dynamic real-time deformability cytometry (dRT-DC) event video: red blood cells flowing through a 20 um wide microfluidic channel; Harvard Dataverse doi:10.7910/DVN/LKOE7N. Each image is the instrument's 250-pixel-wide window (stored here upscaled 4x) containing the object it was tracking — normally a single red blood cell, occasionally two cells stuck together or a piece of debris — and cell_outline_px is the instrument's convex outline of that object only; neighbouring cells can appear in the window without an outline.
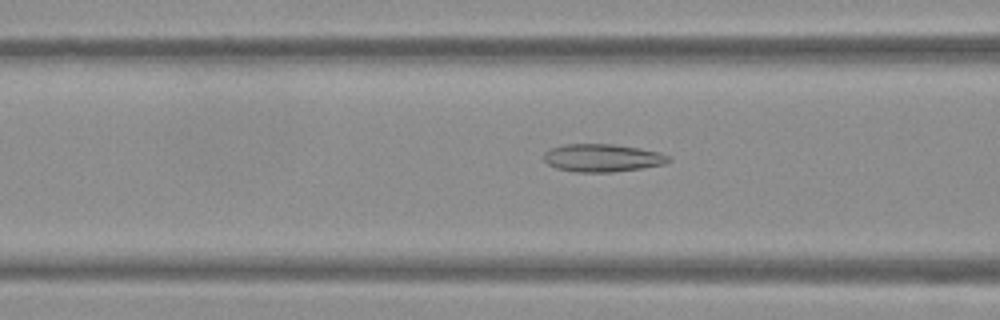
{"species": "Egyptian fruit bat (a non-hibernating species)", "species_latin": "Rousettus aegyptiacus", "temperature_condition": "warm", "stored_images_in_passage": 36, "camera_frame_rate_fps": 3000, "um_per_image_px": 0.085, "frame": {"image": 1, "passage_image": 4, "time_ms": 1.0, "image_size_px": [1000, 320], "cell_outline_px": [[672, 160], [664, 164], [640, 168], [612, 172], [572, 172], [556, 168], [548, 164], [544, 160], [544, 152], [552, 148], [564, 144], [612, 144], [640, 148], [660, 152], [668, 156]], "centroid_in_image_um": [51.19, 13.42], "position_along_channel_um": 115.4, "area_um2": 20.23}}
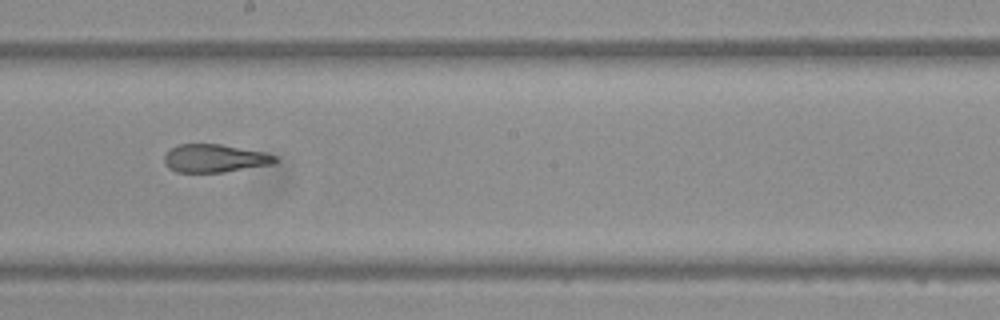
{"frame": {"image": 2, "passage_image": 13, "time_ms": 4.0, "image_size_px": [1000, 320], "cell_outline_px": [[276, 160], [272, 164], [224, 172], [176, 172], [168, 168], [164, 164], [164, 156], [172, 148], [180, 144], [220, 144], [264, 152], [276, 156]], "centroid_in_image_um": [18.22, 13.46], "position_along_channel_um": 230.0, "area_um2": 17.98}}
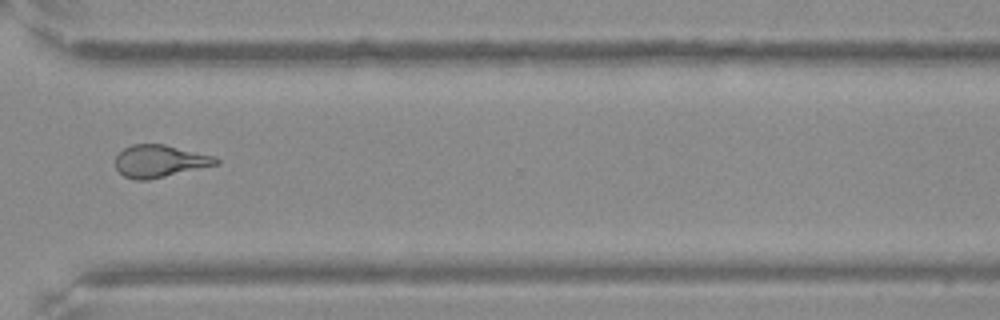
{"frame": {"image": 3, "passage_image": 23, "time_ms": 7.333, "image_size_px": [1000, 320], "cell_outline_px": [[220, 164], [148, 180], [136, 180], [124, 176], [116, 168], [116, 156], [124, 148], [132, 144], [164, 144], [212, 156], [220, 160]], "centroid_in_image_um": [13.57, 13.7], "position_along_channel_um": 357.0, "area_um2": 18.79}}